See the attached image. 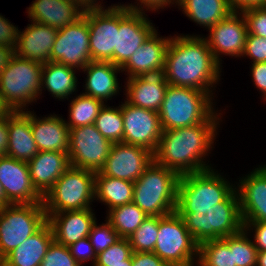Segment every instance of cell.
<instances>
[{"label": "cell", "instance_id": "277c9868", "mask_svg": "<svg viewBox=\"0 0 266 266\" xmlns=\"http://www.w3.org/2000/svg\"><path fill=\"white\" fill-rule=\"evenodd\" d=\"M178 214L198 245L238 234L244 227L237 189L214 207L193 208L192 213Z\"/></svg>", "mask_w": 266, "mask_h": 266}, {"label": "cell", "instance_id": "30bf717a", "mask_svg": "<svg viewBox=\"0 0 266 266\" xmlns=\"http://www.w3.org/2000/svg\"><path fill=\"white\" fill-rule=\"evenodd\" d=\"M198 251L199 245L176 211L159 216V231L153 252L168 266H194V259L198 261Z\"/></svg>", "mask_w": 266, "mask_h": 266}, {"label": "cell", "instance_id": "d6986e66", "mask_svg": "<svg viewBox=\"0 0 266 266\" xmlns=\"http://www.w3.org/2000/svg\"><path fill=\"white\" fill-rule=\"evenodd\" d=\"M158 35L155 30L121 67L122 72H127V79L163 73L165 54L171 36L163 38Z\"/></svg>", "mask_w": 266, "mask_h": 266}, {"label": "cell", "instance_id": "8992f818", "mask_svg": "<svg viewBox=\"0 0 266 266\" xmlns=\"http://www.w3.org/2000/svg\"><path fill=\"white\" fill-rule=\"evenodd\" d=\"M43 64L16 54L0 74V94L10 111H25L42 94Z\"/></svg>", "mask_w": 266, "mask_h": 266}, {"label": "cell", "instance_id": "e575fe53", "mask_svg": "<svg viewBox=\"0 0 266 266\" xmlns=\"http://www.w3.org/2000/svg\"><path fill=\"white\" fill-rule=\"evenodd\" d=\"M197 265L236 266L233 258V249H229V236L200 244Z\"/></svg>", "mask_w": 266, "mask_h": 266}, {"label": "cell", "instance_id": "f1b7e54d", "mask_svg": "<svg viewBox=\"0 0 266 266\" xmlns=\"http://www.w3.org/2000/svg\"><path fill=\"white\" fill-rule=\"evenodd\" d=\"M87 73L85 91L83 94L107 101L118 94L120 87L117 73L121 68L111 62L91 61L82 69Z\"/></svg>", "mask_w": 266, "mask_h": 266}, {"label": "cell", "instance_id": "f6af8a7d", "mask_svg": "<svg viewBox=\"0 0 266 266\" xmlns=\"http://www.w3.org/2000/svg\"><path fill=\"white\" fill-rule=\"evenodd\" d=\"M18 27L0 14V46L16 47Z\"/></svg>", "mask_w": 266, "mask_h": 266}, {"label": "cell", "instance_id": "ba28073f", "mask_svg": "<svg viewBox=\"0 0 266 266\" xmlns=\"http://www.w3.org/2000/svg\"><path fill=\"white\" fill-rule=\"evenodd\" d=\"M95 173L70 166L43 197L45 213L92 208L95 200Z\"/></svg>", "mask_w": 266, "mask_h": 266}, {"label": "cell", "instance_id": "2e32d148", "mask_svg": "<svg viewBox=\"0 0 266 266\" xmlns=\"http://www.w3.org/2000/svg\"><path fill=\"white\" fill-rule=\"evenodd\" d=\"M153 160V153L145 147L123 142L113 143L99 172L108 177L134 182Z\"/></svg>", "mask_w": 266, "mask_h": 266}, {"label": "cell", "instance_id": "11a10c76", "mask_svg": "<svg viewBox=\"0 0 266 266\" xmlns=\"http://www.w3.org/2000/svg\"><path fill=\"white\" fill-rule=\"evenodd\" d=\"M11 111L9 108L4 104L1 94H0V118L6 116L9 114Z\"/></svg>", "mask_w": 266, "mask_h": 266}, {"label": "cell", "instance_id": "74e56055", "mask_svg": "<svg viewBox=\"0 0 266 266\" xmlns=\"http://www.w3.org/2000/svg\"><path fill=\"white\" fill-rule=\"evenodd\" d=\"M244 229L238 234L229 236V249H233V258L236 266H257V248L248 238Z\"/></svg>", "mask_w": 266, "mask_h": 266}, {"label": "cell", "instance_id": "7c38bea8", "mask_svg": "<svg viewBox=\"0 0 266 266\" xmlns=\"http://www.w3.org/2000/svg\"><path fill=\"white\" fill-rule=\"evenodd\" d=\"M113 143L94 124L70 129L68 155L72 167L100 171Z\"/></svg>", "mask_w": 266, "mask_h": 266}, {"label": "cell", "instance_id": "3957f363", "mask_svg": "<svg viewBox=\"0 0 266 266\" xmlns=\"http://www.w3.org/2000/svg\"><path fill=\"white\" fill-rule=\"evenodd\" d=\"M212 95L202 90L168 85L158 112L162 130L182 128L202 122H219L221 113L215 112Z\"/></svg>", "mask_w": 266, "mask_h": 266}, {"label": "cell", "instance_id": "d590c367", "mask_svg": "<svg viewBox=\"0 0 266 266\" xmlns=\"http://www.w3.org/2000/svg\"><path fill=\"white\" fill-rule=\"evenodd\" d=\"M111 107L112 106H103L95 119L94 125L103 137L112 143L122 142L124 128L121 105L116 108Z\"/></svg>", "mask_w": 266, "mask_h": 266}, {"label": "cell", "instance_id": "6da1fadb", "mask_svg": "<svg viewBox=\"0 0 266 266\" xmlns=\"http://www.w3.org/2000/svg\"><path fill=\"white\" fill-rule=\"evenodd\" d=\"M220 67L204 37L178 35L170 38L162 74L169 85L213 94V85L220 80Z\"/></svg>", "mask_w": 266, "mask_h": 266}, {"label": "cell", "instance_id": "4dcf8cb0", "mask_svg": "<svg viewBox=\"0 0 266 266\" xmlns=\"http://www.w3.org/2000/svg\"><path fill=\"white\" fill-rule=\"evenodd\" d=\"M75 70L57 62L43 64L41 90L47 89L56 99H68L77 89Z\"/></svg>", "mask_w": 266, "mask_h": 266}, {"label": "cell", "instance_id": "816d5d0a", "mask_svg": "<svg viewBox=\"0 0 266 266\" xmlns=\"http://www.w3.org/2000/svg\"><path fill=\"white\" fill-rule=\"evenodd\" d=\"M233 11H243L248 8L261 6L262 0H227Z\"/></svg>", "mask_w": 266, "mask_h": 266}, {"label": "cell", "instance_id": "f546056e", "mask_svg": "<svg viewBox=\"0 0 266 266\" xmlns=\"http://www.w3.org/2000/svg\"><path fill=\"white\" fill-rule=\"evenodd\" d=\"M177 6L189 19L208 30L233 12L227 0H178Z\"/></svg>", "mask_w": 266, "mask_h": 266}, {"label": "cell", "instance_id": "db71d44e", "mask_svg": "<svg viewBox=\"0 0 266 266\" xmlns=\"http://www.w3.org/2000/svg\"><path fill=\"white\" fill-rule=\"evenodd\" d=\"M257 266H266V251L257 253Z\"/></svg>", "mask_w": 266, "mask_h": 266}, {"label": "cell", "instance_id": "9a60e30c", "mask_svg": "<svg viewBox=\"0 0 266 266\" xmlns=\"http://www.w3.org/2000/svg\"><path fill=\"white\" fill-rule=\"evenodd\" d=\"M123 116V143L139 145L154 153L158 147L162 128L158 112L134 106L121 104Z\"/></svg>", "mask_w": 266, "mask_h": 266}, {"label": "cell", "instance_id": "83f0119b", "mask_svg": "<svg viewBox=\"0 0 266 266\" xmlns=\"http://www.w3.org/2000/svg\"><path fill=\"white\" fill-rule=\"evenodd\" d=\"M53 241V230L46 222L36 233L7 254L0 261V266H40Z\"/></svg>", "mask_w": 266, "mask_h": 266}, {"label": "cell", "instance_id": "7dc6e473", "mask_svg": "<svg viewBox=\"0 0 266 266\" xmlns=\"http://www.w3.org/2000/svg\"><path fill=\"white\" fill-rule=\"evenodd\" d=\"M139 1L136 4H123L124 6H126L128 9H130L131 11L134 12H145L143 11L145 8V10L147 11L149 9V11H158L160 8L164 9L166 6H170L171 4L174 5V3H176L175 5H177L178 0H136ZM140 4V5H139ZM143 6V7H142Z\"/></svg>", "mask_w": 266, "mask_h": 266}, {"label": "cell", "instance_id": "8fae6325", "mask_svg": "<svg viewBox=\"0 0 266 266\" xmlns=\"http://www.w3.org/2000/svg\"><path fill=\"white\" fill-rule=\"evenodd\" d=\"M101 4L87 5L84 10L90 31L91 60L114 64V48L119 32V5L114 4L104 9Z\"/></svg>", "mask_w": 266, "mask_h": 266}, {"label": "cell", "instance_id": "d6a6232c", "mask_svg": "<svg viewBox=\"0 0 266 266\" xmlns=\"http://www.w3.org/2000/svg\"><path fill=\"white\" fill-rule=\"evenodd\" d=\"M148 216L133 202L108 211L106 220L120 238H129Z\"/></svg>", "mask_w": 266, "mask_h": 266}, {"label": "cell", "instance_id": "4fadbf2b", "mask_svg": "<svg viewBox=\"0 0 266 266\" xmlns=\"http://www.w3.org/2000/svg\"><path fill=\"white\" fill-rule=\"evenodd\" d=\"M89 33L88 19L84 14L73 24L59 29L50 54V61L77 70L85 68L92 61Z\"/></svg>", "mask_w": 266, "mask_h": 266}, {"label": "cell", "instance_id": "f907efd6", "mask_svg": "<svg viewBox=\"0 0 266 266\" xmlns=\"http://www.w3.org/2000/svg\"><path fill=\"white\" fill-rule=\"evenodd\" d=\"M8 114L0 118V157L7 156L8 149Z\"/></svg>", "mask_w": 266, "mask_h": 266}, {"label": "cell", "instance_id": "5b68a950", "mask_svg": "<svg viewBox=\"0 0 266 266\" xmlns=\"http://www.w3.org/2000/svg\"><path fill=\"white\" fill-rule=\"evenodd\" d=\"M180 175L154 160L134 181L133 203L148 217L166 216L176 210Z\"/></svg>", "mask_w": 266, "mask_h": 266}, {"label": "cell", "instance_id": "bcb514c9", "mask_svg": "<svg viewBox=\"0 0 266 266\" xmlns=\"http://www.w3.org/2000/svg\"><path fill=\"white\" fill-rule=\"evenodd\" d=\"M243 229L248 232L254 230L253 243L257 248V251H266V222L261 221H243Z\"/></svg>", "mask_w": 266, "mask_h": 266}, {"label": "cell", "instance_id": "ffe728a7", "mask_svg": "<svg viewBox=\"0 0 266 266\" xmlns=\"http://www.w3.org/2000/svg\"><path fill=\"white\" fill-rule=\"evenodd\" d=\"M245 176L236 187L242 220L266 222V165Z\"/></svg>", "mask_w": 266, "mask_h": 266}, {"label": "cell", "instance_id": "ab89813d", "mask_svg": "<svg viewBox=\"0 0 266 266\" xmlns=\"http://www.w3.org/2000/svg\"><path fill=\"white\" fill-rule=\"evenodd\" d=\"M105 221V224L103 223L99 226L96 222L88 236L92 247L97 254L106 250L109 246L113 245L120 239V236L112 228L111 224L107 220Z\"/></svg>", "mask_w": 266, "mask_h": 266}, {"label": "cell", "instance_id": "680465c9", "mask_svg": "<svg viewBox=\"0 0 266 266\" xmlns=\"http://www.w3.org/2000/svg\"><path fill=\"white\" fill-rule=\"evenodd\" d=\"M86 5H99V2H97V0H82Z\"/></svg>", "mask_w": 266, "mask_h": 266}, {"label": "cell", "instance_id": "8d00e7d4", "mask_svg": "<svg viewBox=\"0 0 266 266\" xmlns=\"http://www.w3.org/2000/svg\"><path fill=\"white\" fill-rule=\"evenodd\" d=\"M159 231V216L145 219L128 238L133 252H153Z\"/></svg>", "mask_w": 266, "mask_h": 266}, {"label": "cell", "instance_id": "c3c4849f", "mask_svg": "<svg viewBox=\"0 0 266 266\" xmlns=\"http://www.w3.org/2000/svg\"><path fill=\"white\" fill-rule=\"evenodd\" d=\"M132 266H168L154 252H132Z\"/></svg>", "mask_w": 266, "mask_h": 266}, {"label": "cell", "instance_id": "44dd1931", "mask_svg": "<svg viewBox=\"0 0 266 266\" xmlns=\"http://www.w3.org/2000/svg\"><path fill=\"white\" fill-rule=\"evenodd\" d=\"M86 7L82 0H35L27 13L31 21L59 30L81 18Z\"/></svg>", "mask_w": 266, "mask_h": 266}, {"label": "cell", "instance_id": "9f6ffc18", "mask_svg": "<svg viewBox=\"0 0 266 266\" xmlns=\"http://www.w3.org/2000/svg\"><path fill=\"white\" fill-rule=\"evenodd\" d=\"M7 205H11V204L7 201L5 192H4L3 187L0 183V207L7 206Z\"/></svg>", "mask_w": 266, "mask_h": 266}, {"label": "cell", "instance_id": "1f68e13d", "mask_svg": "<svg viewBox=\"0 0 266 266\" xmlns=\"http://www.w3.org/2000/svg\"><path fill=\"white\" fill-rule=\"evenodd\" d=\"M134 183L95 173V200L104 202L108 211L133 201Z\"/></svg>", "mask_w": 266, "mask_h": 266}, {"label": "cell", "instance_id": "b9f144b4", "mask_svg": "<svg viewBox=\"0 0 266 266\" xmlns=\"http://www.w3.org/2000/svg\"><path fill=\"white\" fill-rule=\"evenodd\" d=\"M241 12L247 24V32L259 37H266V8L258 6Z\"/></svg>", "mask_w": 266, "mask_h": 266}, {"label": "cell", "instance_id": "cb8c5ba5", "mask_svg": "<svg viewBox=\"0 0 266 266\" xmlns=\"http://www.w3.org/2000/svg\"><path fill=\"white\" fill-rule=\"evenodd\" d=\"M27 163L32 183L43 197L71 166L68 153L58 151H39Z\"/></svg>", "mask_w": 266, "mask_h": 266}, {"label": "cell", "instance_id": "7402d4cb", "mask_svg": "<svg viewBox=\"0 0 266 266\" xmlns=\"http://www.w3.org/2000/svg\"><path fill=\"white\" fill-rule=\"evenodd\" d=\"M46 216L47 222L53 230L54 241L66 247L88 237L96 223L92 208L46 213Z\"/></svg>", "mask_w": 266, "mask_h": 266}, {"label": "cell", "instance_id": "9c48e42d", "mask_svg": "<svg viewBox=\"0 0 266 266\" xmlns=\"http://www.w3.org/2000/svg\"><path fill=\"white\" fill-rule=\"evenodd\" d=\"M46 222L43 203L0 207V261Z\"/></svg>", "mask_w": 266, "mask_h": 266}, {"label": "cell", "instance_id": "836d02e7", "mask_svg": "<svg viewBox=\"0 0 266 266\" xmlns=\"http://www.w3.org/2000/svg\"><path fill=\"white\" fill-rule=\"evenodd\" d=\"M69 105V121L66 124L71 129L94 124L105 104L99 99L80 93Z\"/></svg>", "mask_w": 266, "mask_h": 266}, {"label": "cell", "instance_id": "ac0fdd59", "mask_svg": "<svg viewBox=\"0 0 266 266\" xmlns=\"http://www.w3.org/2000/svg\"><path fill=\"white\" fill-rule=\"evenodd\" d=\"M0 183L10 204L43 203V196L32 183L26 161L1 156Z\"/></svg>", "mask_w": 266, "mask_h": 266}, {"label": "cell", "instance_id": "7a4b0ae2", "mask_svg": "<svg viewBox=\"0 0 266 266\" xmlns=\"http://www.w3.org/2000/svg\"><path fill=\"white\" fill-rule=\"evenodd\" d=\"M218 125L219 122H202L162 130L158 147L153 153L154 161L180 176L210 169L211 164L208 165L204 158L213 148Z\"/></svg>", "mask_w": 266, "mask_h": 266}, {"label": "cell", "instance_id": "6f0895ef", "mask_svg": "<svg viewBox=\"0 0 266 266\" xmlns=\"http://www.w3.org/2000/svg\"><path fill=\"white\" fill-rule=\"evenodd\" d=\"M107 266H132V256L125 260V264L107 265Z\"/></svg>", "mask_w": 266, "mask_h": 266}, {"label": "cell", "instance_id": "484cf974", "mask_svg": "<svg viewBox=\"0 0 266 266\" xmlns=\"http://www.w3.org/2000/svg\"><path fill=\"white\" fill-rule=\"evenodd\" d=\"M36 117L30 111L31 130L39 151L68 153L70 128L66 121L56 114Z\"/></svg>", "mask_w": 266, "mask_h": 266}, {"label": "cell", "instance_id": "681fc988", "mask_svg": "<svg viewBox=\"0 0 266 266\" xmlns=\"http://www.w3.org/2000/svg\"><path fill=\"white\" fill-rule=\"evenodd\" d=\"M250 70L254 85L259 88L266 101V62L252 63Z\"/></svg>", "mask_w": 266, "mask_h": 266}, {"label": "cell", "instance_id": "52a82bcc", "mask_svg": "<svg viewBox=\"0 0 266 266\" xmlns=\"http://www.w3.org/2000/svg\"><path fill=\"white\" fill-rule=\"evenodd\" d=\"M223 177L213 167L181 175L175 211L192 213L193 208H211L223 202L236 189V185L233 186Z\"/></svg>", "mask_w": 266, "mask_h": 266}, {"label": "cell", "instance_id": "f35d334b", "mask_svg": "<svg viewBox=\"0 0 266 266\" xmlns=\"http://www.w3.org/2000/svg\"><path fill=\"white\" fill-rule=\"evenodd\" d=\"M132 248L127 238H120L106 250L97 254L94 266L125 264L132 256Z\"/></svg>", "mask_w": 266, "mask_h": 266}, {"label": "cell", "instance_id": "e0dca14e", "mask_svg": "<svg viewBox=\"0 0 266 266\" xmlns=\"http://www.w3.org/2000/svg\"><path fill=\"white\" fill-rule=\"evenodd\" d=\"M209 32L210 35L204 38L215 61L220 66H222L221 54L234 56L235 58L242 57L248 34L247 24L242 12H231L226 18L210 28Z\"/></svg>", "mask_w": 266, "mask_h": 266}, {"label": "cell", "instance_id": "ee69618b", "mask_svg": "<svg viewBox=\"0 0 266 266\" xmlns=\"http://www.w3.org/2000/svg\"><path fill=\"white\" fill-rule=\"evenodd\" d=\"M71 255L74 259L81 265L91 260L93 262V266L96 262L97 253L92 247L91 241L89 237L78 240L77 242L68 246Z\"/></svg>", "mask_w": 266, "mask_h": 266}, {"label": "cell", "instance_id": "60d3db41", "mask_svg": "<svg viewBox=\"0 0 266 266\" xmlns=\"http://www.w3.org/2000/svg\"><path fill=\"white\" fill-rule=\"evenodd\" d=\"M40 266H81L71 255L68 247L53 241Z\"/></svg>", "mask_w": 266, "mask_h": 266}, {"label": "cell", "instance_id": "4316f807", "mask_svg": "<svg viewBox=\"0 0 266 266\" xmlns=\"http://www.w3.org/2000/svg\"><path fill=\"white\" fill-rule=\"evenodd\" d=\"M8 133L7 156L28 162L39 152L31 130L30 111H11Z\"/></svg>", "mask_w": 266, "mask_h": 266}, {"label": "cell", "instance_id": "f5cc1de1", "mask_svg": "<svg viewBox=\"0 0 266 266\" xmlns=\"http://www.w3.org/2000/svg\"><path fill=\"white\" fill-rule=\"evenodd\" d=\"M15 55L14 47H2L0 46V74L10 63L11 59Z\"/></svg>", "mask_w": 266, "mask_h": 266}, {"label": "cell", "instance_id": "d4e9b609", "mask_svg": "<svg viewBox=\"0 0 266 266\" xmlns=\"http://www.w3.org/2000/svg\"><path fill=\"white\" fill-rule=\"evenodd\" d=\"M126 83L127 103L159 112L169 85L163 74L136 76L129 78Z\"/></svg>", "mask_w": 266, "mask_h": 266}, {"label": "cell", "instance_id": "603a6c76", "mask_svg": "<svg viewBox=\"0 0 266 266\" xmlns=\"http://www.w3.org/2000/svg\"><path fill=\"white\" fill-rule=\"evenodd\" d=\"M57 32L51 26L31 21L24 31H18L15 54L41 64L49 62Z\"/></svg>", "mask_w": 266, "mask_h": 266}, {"label": "cell", "instance_id": "91938a15", "mask_svg": "<svg viewBox=\"0 0 266 266\" xmlns=\"http://www.w3.org/2000/svg\"><path fill=\"white\" fill-rule=\"evenodd\" d=\"M261 7L266 8V0H262Z\"/></svg>", "mask_w": 266, "mask_h": 266}, {"label": "cell", "instance_id": "7bdbcfd3", "mask_svg": "<svg viewBox=\"0 0 266 266\" xmlns=\"http://www.w3.org/2000/svg\"><path fill=\"white\" fill-rule=\"evenodd\" d=\"M243 56H248L253 63L266 62V37L248 33Z\"/></svg>", "mask_w": 266, "mask_h": 266}, {"label": "cell", "instance_id": "5bb4252c", "mask_svg": "<svg viewBox=\"0 0 266 266\" xmlns=\"http://www.w3.org/2000/svg\"><path fill=\"white\" fill-rule=\"evenodd\" d=\"M145 12H134L119 4V32L114 48V65L122 67L156 30Z\"/></svg>", "mask_w": 266, "mask_h": 266}]
</instances>
